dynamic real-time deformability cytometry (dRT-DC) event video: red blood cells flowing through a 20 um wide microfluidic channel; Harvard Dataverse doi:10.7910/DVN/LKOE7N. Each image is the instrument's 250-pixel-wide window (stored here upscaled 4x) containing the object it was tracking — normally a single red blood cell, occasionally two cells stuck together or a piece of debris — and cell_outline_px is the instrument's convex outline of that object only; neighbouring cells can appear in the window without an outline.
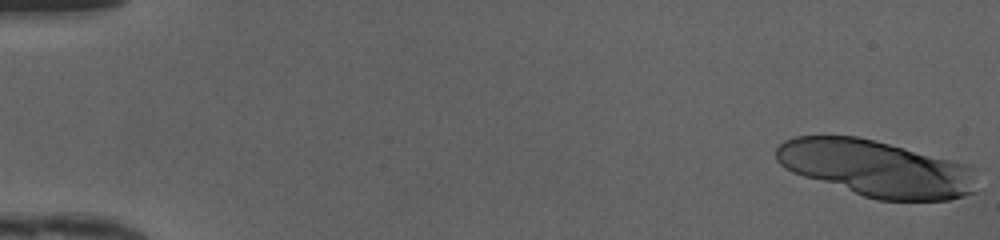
{"species": "human", "species_latin": "Homo sapiens", "temperature_condition": "cold", "stored_images_in_passage": 16, "camera_frame_rate_fps": 3000, "um_per_image_px": 0.085, "donor": {"sex": "female"}, "frame": {"image": 1, "passage_image": 1, "time_ms": 0.0, "image_size_px": [1000, 240], "cell_outline_px": [[976, 192], [948, 200], [880, 200], [864, 196], [792, 172], [784, 168], [776, 160], [776, 148], [784, 140], [796, 136], [856, 136], [968, 164], [976, 168]], "centroid_in_image_um": [74.5, 14.32], "position_along_channel_um": 10.5, "area_um2": 65.6}}